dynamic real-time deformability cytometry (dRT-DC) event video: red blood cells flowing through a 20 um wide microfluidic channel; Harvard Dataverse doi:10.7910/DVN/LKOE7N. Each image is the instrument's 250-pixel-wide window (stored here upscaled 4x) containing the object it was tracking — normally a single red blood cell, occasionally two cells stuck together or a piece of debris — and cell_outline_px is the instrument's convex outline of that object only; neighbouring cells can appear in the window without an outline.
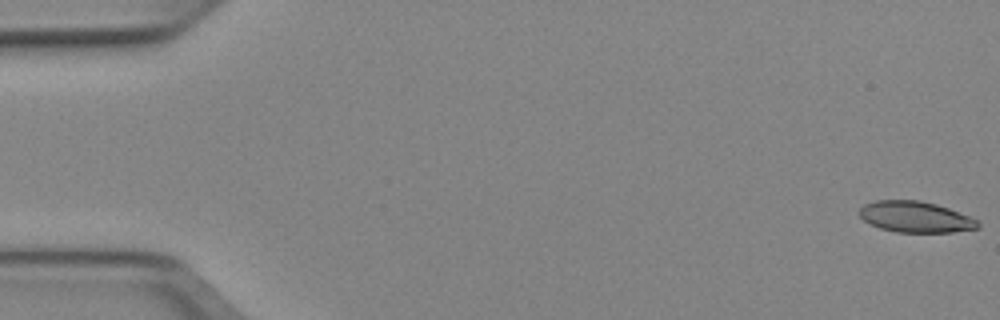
{"species": "Egyptian fruit bat (a non-hibernating species)", "species_latin": "Rousettus aegyptiacus", "temperature_condition": "cold", "stored_images_in_passage": 52, "camera_frame_rate_fps": 3000, "um_per_image_px": 0.085, "animal": {"sex": "female"}, "frame": {"image": 1, "passage_image": 1, "time_ms": 0.0, "image_size_px": [1000, 320], "cell_outline_px": [[980, 228], [952, 232], [896, 232], [880, 228], [864, 220], [860, 216], [860, 208], [864, 204], [876, 200], [920, 200], [936, 204], [948, 208], [968, 216], [976, 220], [980, 224]], "centroid_in_image_um": [77.81, 18.43], "position_along_channel_um": 7.2, "area_um2": 21.27}}
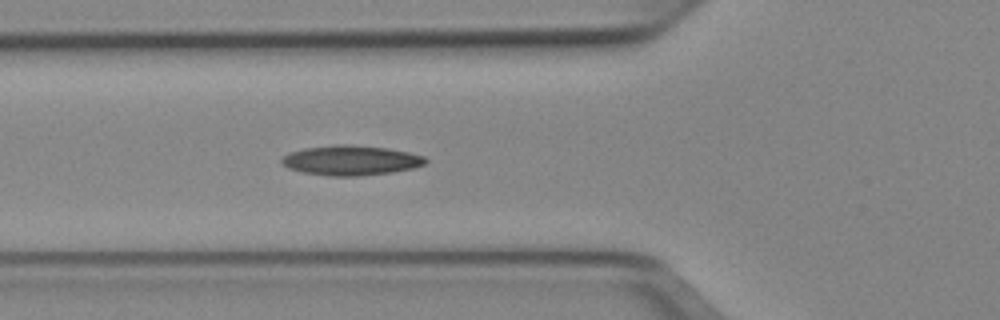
{"frame": {"image": 2, "passage_image": 19, "time_ms": 6.0, "image_size_px": [1000, 320], "cell_outline_px": [[428, 160], [424, 164], [412, 168], [392, 172], [360, 176], [328, 176], [304, 172], [288, 168], [280, 160], [288, 152], [304, 148], [336, 144], [348, 144], [388, 148], [408, 152], [424, 156]], "centroid_in_image_um": [29.82, 13.62], "position_along_channel_um": 96.0, "area_um2": 25.03}}
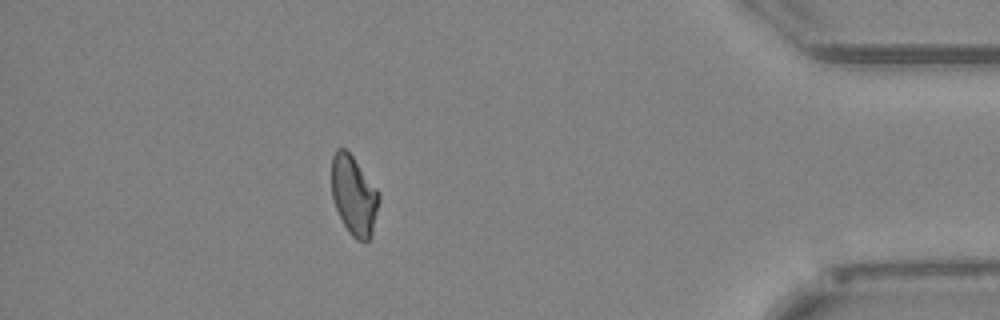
{"frame": {"image": 3, "passage_image": 46, "time_ms": 15.0, "image_size_px": [1000, 320], "cell_outline_px": [[380, 200], [372, 236], [368, 240], [356, 240], [348, 232], [336, 208], [332, 196], [332, 156], [336, 148], [344, 148], [352, 156], [380, 192]], "centroid_in_image_um": [30.1, 16.62], "position_along_channel_um": 405.1, "area_um2": 21.91}, "authors_computed_cell_mechanics": {"area_um2": 22.9177, "velocity_mm_per_s": 3.9425, "shape_relaxation_time_tau1_ms": null, "shape_relaxation_time_tau2_ms": 4.1382, "deformation_change_tau1": null, "deformation_change_tau2": 0.1153}}